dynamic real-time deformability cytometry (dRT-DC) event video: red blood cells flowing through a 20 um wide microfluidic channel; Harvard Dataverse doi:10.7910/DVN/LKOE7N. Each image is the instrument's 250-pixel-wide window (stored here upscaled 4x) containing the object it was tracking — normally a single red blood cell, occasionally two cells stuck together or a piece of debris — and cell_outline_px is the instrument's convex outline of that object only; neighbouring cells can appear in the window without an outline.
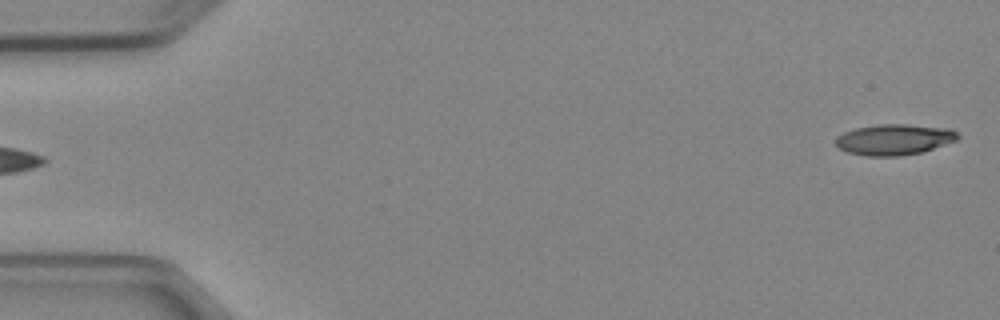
{"species": "Egyptian fruit bat (a non-hibernating species)", "species_latin": "Rousettus aegyptiacus", "temperature_condition": "cold", "stored_images_in_passage": 4, "segment_of_instrument_passage": [2, 2], "camera_frame_rate_fps": 3000, "um_per_image_px": 0.085, "animal": {"sex": "female"}, "frame": {"image": 1, "passage_image": 4, "time_ms": 4.333, "image_size_px": [1000, 320], "cell_outline_px": [[960, 136], [956, 140], [920, 152], [900, 156], [864, 156], [848, 152], [840, 148], [836, 144], [836, 136], [844, 132], [856, 128], [876, 124], [908, 124], [952, 128]], "centroid_in_image_um": [76.0, 11.85], "position_along_channel_um": 9.0, "area_um2": 21.91}}